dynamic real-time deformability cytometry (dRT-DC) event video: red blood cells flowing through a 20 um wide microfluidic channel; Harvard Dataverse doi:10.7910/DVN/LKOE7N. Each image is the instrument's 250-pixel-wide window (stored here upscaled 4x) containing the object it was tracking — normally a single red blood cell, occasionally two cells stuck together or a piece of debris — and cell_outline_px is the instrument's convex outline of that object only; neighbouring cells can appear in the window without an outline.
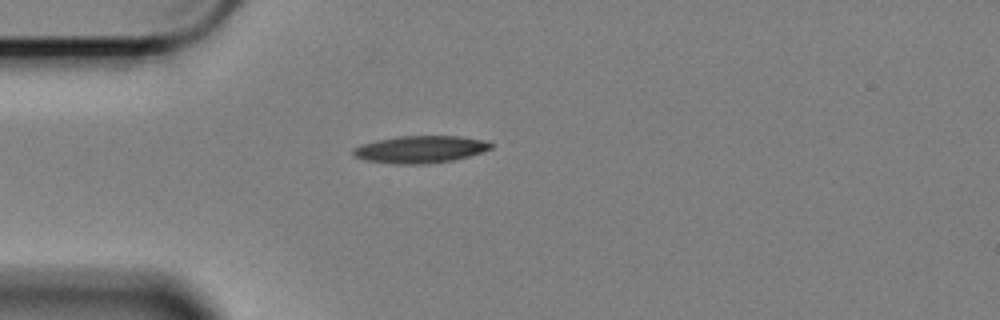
{"species": "Egyptian fruit bat (a non-hibernating species)", "species_latin": "Rousettus aegyptiacus", "temperature_condition": "cold", "stored_images_in_passage": 44, "camera_frame_rate_fps": 3000, "um_per_image_px": 0.085, "animal": {"sex": "female"}, "frame": {"image": 1, "passage_image": 1, "time_ms": 0.0, "image_size_px": [1000, 320], "cell_outline_px": [[492, 148], [468, 156], [452, 160], [428, 164], [396, 164], [364, 160], [356, 156], [352, 152], [352, 148], [376, 140], [400, 136], [460, 136], [484, 140], [492, 144]], "centroid_in_image_um": [35.71, 12.69], "position_along_channel_um": 49.3, "area_um2": 21.68}}
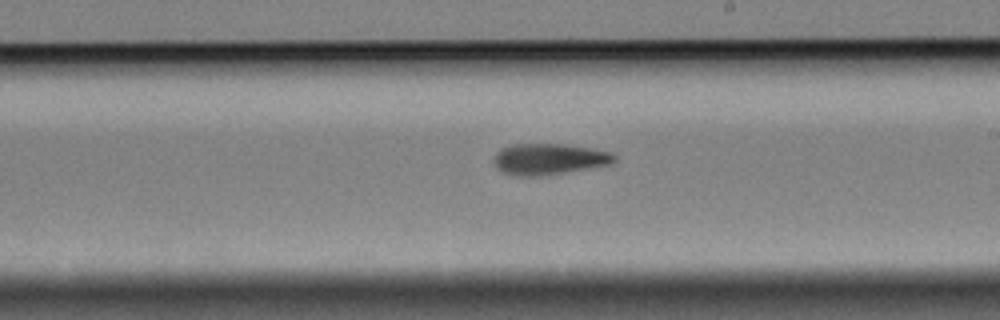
{"frame": {"image": 2, "passage_image": 19, "time_ms": 6.0, "image_size_px": [1000, 320], "cell_outline_px": [[616, 160], [608, 164], [564, 172], [532, 176], [516, 176], [504, 172], [496, 168], [492, 160], [496, 152], [500, 148], [512, 144], [564, 144], [588, 148], [608, 152], [616, 156]], "centroid_in_image_um": [46.57, 13.51], "position_along_channel_um": 242.4, "area_um2": 21.5}}
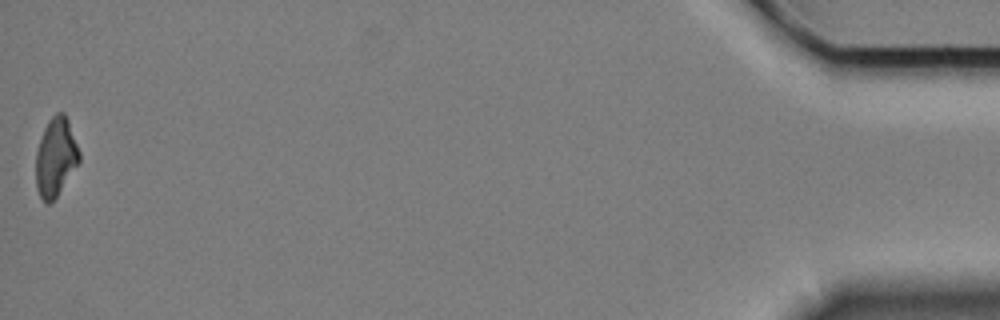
{"frame": {"image": 3, "passage_image": 44, "time_ms": 14.333, "image_size_px": [1000, 320], "cell_outline_px": [[80, 160], [56, 196], [48, 204], [44, 204], [36, 188], [36, 152], [44, 128], [48, 120], [56, 112], [64, 112], [68, 120], [80, 152]], "centroid_in_image_um": [4.72, 13.34], "position_along_channel_um": 430.5, "area_um2": 19.65}, "authors_computed_cell_mechanics": {"area_um2": 20.9236, "velocity_mm_per_s": 3.3943, "shape_relaxation_time_tau1_ms": 7.9059, "shape_relaxation_time_tau2_ms": 8.0954, "deformation_change_tau1": 0.2261, "deformation_change_tau2": 0.1963}}